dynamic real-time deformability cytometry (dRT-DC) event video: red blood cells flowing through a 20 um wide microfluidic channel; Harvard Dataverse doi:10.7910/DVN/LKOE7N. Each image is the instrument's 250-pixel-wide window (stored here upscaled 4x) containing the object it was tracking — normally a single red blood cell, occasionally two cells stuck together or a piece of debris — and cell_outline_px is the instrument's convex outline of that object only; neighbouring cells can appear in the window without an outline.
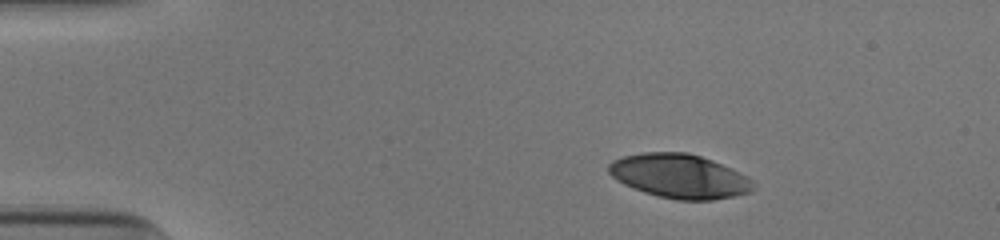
{"species": "human", "species_latin": "Homo sapiens", "temperature_condition": "cold", "stored_images_in_passage": 45, "camera_frame_rate_fps": 3000, "um_per_image_px": 0.085, "donor": {"sex": "male"}, "frame": {"image": 1, "passage_image": 1, "time_ms": 0.0, "image_size_px": [1000, 240], "cell_outline_px": [[756, 188], [752, 192], [712, 200], [676, 200], [644, 192], [632, 188], [624, 184], [612, 176], [608, 172], [608, 164], [612, 160], [624, 156], [644, 152], [688, 152], [712, 160], [740, 172], [748, 176], [752, 180]], "centroid_in_image_um": [57.77, 14.97], "position_along_channel_um": 27.2, "area_um2": 37.22}}
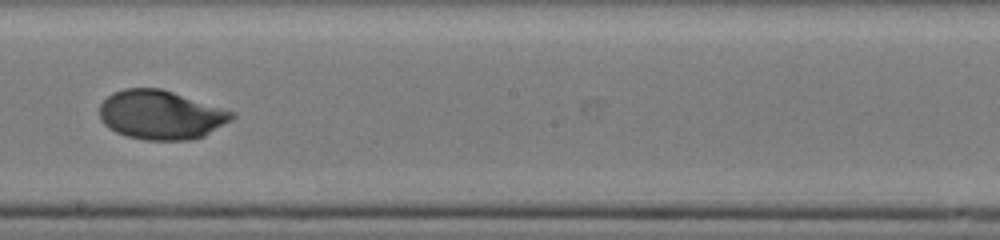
{"frame": {"image": 2, "passage_image": 23, "time_ms": 7.333, "image_size_px": [1000, 240], "cell_outline_px": [[236, 116], [232, 120], [204, 136], [188, 140], [144, 140], [128, 136], [116, 132], [108, 128], [100, 120], [100, 104], [112, 92], [124, 88], [160, 88], [236, 112]], "centroid_in_image_um": [13.67, 9.76], "position_along_channel_um": 234.5, "area_um2": 37.92}}
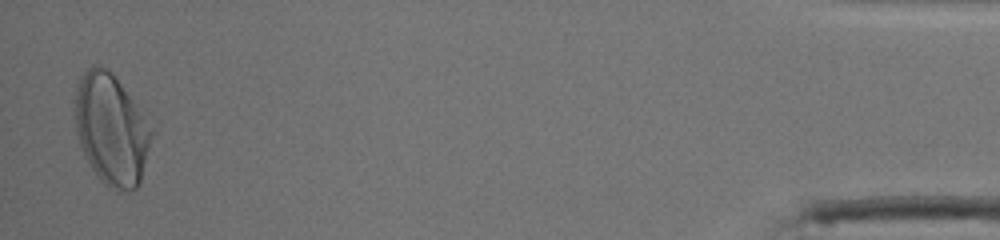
{"frame": {"image": 3, "passage_image": 44, "time_ms": 14.333, "image_size_px": [1000, 240], "cell_outline_px": [[152, 136], [140, 180], [136, 188], [116, 192], [104, 184], [100, 180], [92, 168], [80, 144], [72, 112], [72, 100], [76, 88], [84, 72], [92, 64], [100, 64], [108, 68], [112, 72], [132, 100], [152, 132]], "centroid_in_image_um": [9.39, 10.97], "position_along_channel_um": 425.8, "area_um2": 49.01}, "authors_computed_cell_mechanics": {"area_um2": 38.0324, "velocity_mm_per_s": 3.8912, "shape_relaxation_time_tau1_ms": 3.9563, "shape_relaxation_time_tau2_ms": null, "deformation_change_tau1": 0.1864, "deformation_change_tau2": null}}